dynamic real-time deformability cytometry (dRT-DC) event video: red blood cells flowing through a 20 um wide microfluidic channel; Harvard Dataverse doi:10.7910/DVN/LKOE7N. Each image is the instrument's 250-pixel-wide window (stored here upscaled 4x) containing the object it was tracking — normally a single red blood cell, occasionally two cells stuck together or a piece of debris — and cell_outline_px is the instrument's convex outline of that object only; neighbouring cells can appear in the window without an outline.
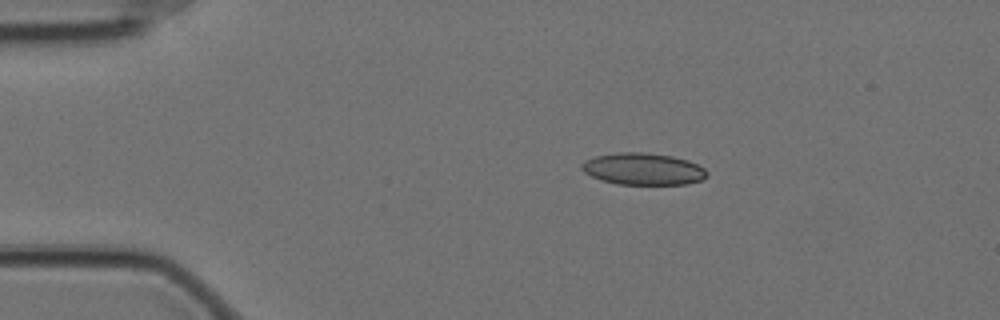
{"species": "Egyptian fruit bat (a non-hibernating species)", "species_latin": "Rousettus aegyptiacus", "temperature_condition": "cold", "stored_images_in_passage": 45, "camera_frame_rate_fps": 3000, "um_per_image_px": 0.085, "animal": {"sex": "female"}, "frame": {"image": 1, "passage_image": 1, "time_ms": 0.0, "image_size_px": [1000, 320], "cell_outline_px": [[708, 176], [700, 180], [684, 184], [616, 184], [600, 180], [584, 172], [580, 168], [580, 164], [584, 160], [596, 156], [620, 152], [644, 152], [672, 156], [688, 160], [704, 168], [708, 172]], "centroid_in_image_um": [54.64, 14.36], "position_along_channel_um": 30.4, "area_um2": 23.29}}
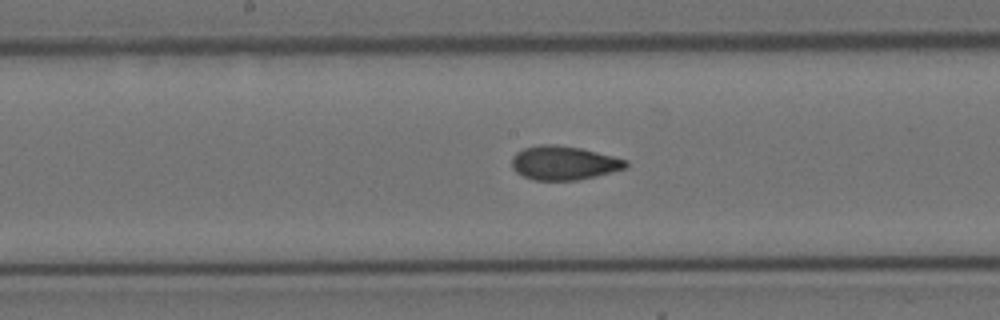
{"frame": {"image": 2, "passage_image": 20, "time_ms": 6.333, "image_size_px": [1000, 320], "cell_outline_px": [[628, 168], [596, 176], [576, 180], [532, 180], [516, 172], [512, 168], [512, 156], [516, 152], [524, 148], [540, 144], [552, 144], [580, 148], [628, 160]], "centroid_in_image_um": [47.92, 13.85], "position_along_channel_um": 200.3, "area_um2": 22.54}}
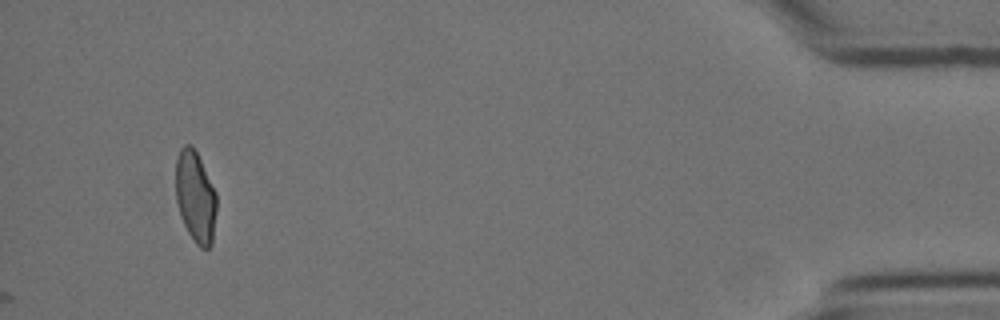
{"frame": {"image": 3, "passage_image": 45, "time_ms": 14.667, "image_size_px": [1000, 320], "cell_outline_px": [[216, 212], [212, 244], [208, 248], [200, 248], [196, 244], [188, 232], [180, 216], [176, 200], [176, 160], [180, 148], [184, 144], [192, 144], [216, 192]], "centroid_in_image_um": [16.6, 16.73], "position_along_channel_um": 418.6, "area_um2": 21.73}, "authors_computed_cell_mechanics": {"area_um2": 22.3686, "velocity_mm_per_s": 3.4985, "shape_relaxation_time_tau1_ms": 7.5707, "shape_relaxation_time_tau2_ms": 1.2069, "deformation_change_tau1": 0.1803, "deformation_change_tau2": 0.0634}}